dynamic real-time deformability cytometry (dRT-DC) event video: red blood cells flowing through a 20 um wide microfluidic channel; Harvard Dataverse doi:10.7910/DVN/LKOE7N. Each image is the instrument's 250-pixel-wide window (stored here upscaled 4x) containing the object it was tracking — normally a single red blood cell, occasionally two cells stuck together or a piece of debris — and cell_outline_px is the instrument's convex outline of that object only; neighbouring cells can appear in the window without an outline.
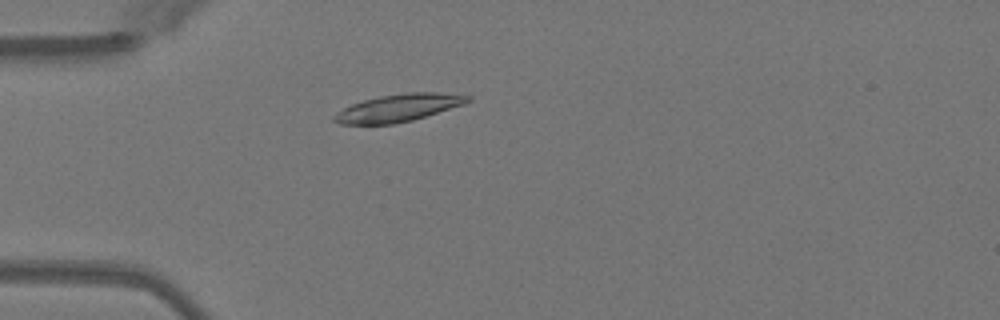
{"species": "Egyptian fruit bat (a non-hibernating species)", "species_latin": "Rousettus aegyptiacus", "temperature_condition": "warm", "stored_images_in_passage": 37, "camera_frame_rate_fps": 3000, "um_per_image_px": 0.085, "animal": {"sex": "female"}, "frame": {"image": 1, "passage_image": 1, "time_ms": 0.0, "image_size_px": [1000, 320], "cell_outline_px": [[472, 100], [464, 104], [412, 120], [392, 124], [340, 124], [332, 120], [332, 116], [336, 112], [352, 104], [364, 100], [380, 96], [408, 92], [436, 92], [472, 96]], "centroid_in_image_um": [33.85, 9.17], "position_along_channel_um": 51.1, "area_um2": 21.21}}
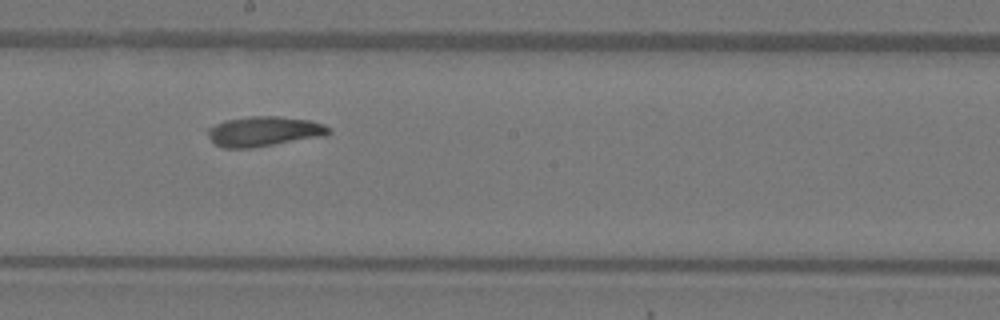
{"frame": {"image": 2, "passage_image": 15, "time_ms": 4.667, "image_size_px": [1000, 320], "cell_outline_px": [[332, 132], [324, 136], [252, 148], [224, 148], [216, 144], [208, 136], [204, 128], [228, 120], [248, 116], [276, 116], [308, 120], [324, 124], [332, 128]], "centroid_in_image_um": [22.44, 11.17], "position_along_channel_um": 225.8, "area_um2": 21.21}}
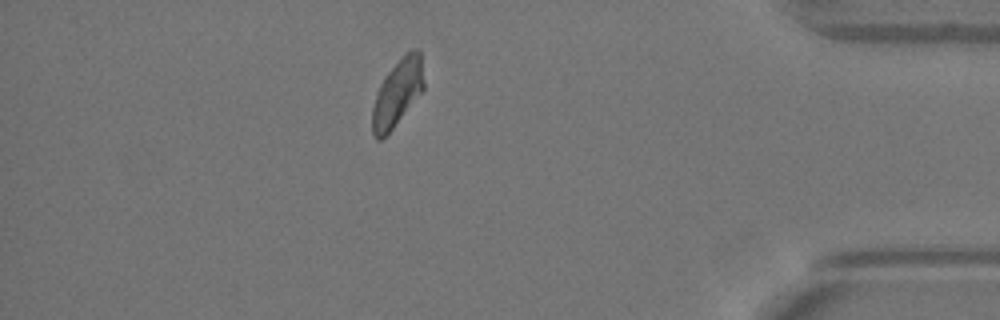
{"frame": {"image": 3, "passage_image": 31, "time_ms": 10.0, "image_size_px": [1000, 320], "cell_outline_px": [[424, 88], [392, 128], [380, 140], [376, 140], [372, 136], [372, 108], [376, 92], [384, 76], [412, 48], [420, 48], [424, 84]], "centroid_in_image_um": [33.76, 7.89], "position_along_channel_um": 401.4, "area_um2": 19.65}, "authors_computed_cell_mechanics": {"area_um2": 20.519, "velocity_mm_per_s": 4.0092, "shape_relaxation_time_tau1_ms": 6.3987, "shape_relaxation_time_tau2_ms": null, "deformation_change_tau1": 0.2033, "deformation_change_tau2": null}}